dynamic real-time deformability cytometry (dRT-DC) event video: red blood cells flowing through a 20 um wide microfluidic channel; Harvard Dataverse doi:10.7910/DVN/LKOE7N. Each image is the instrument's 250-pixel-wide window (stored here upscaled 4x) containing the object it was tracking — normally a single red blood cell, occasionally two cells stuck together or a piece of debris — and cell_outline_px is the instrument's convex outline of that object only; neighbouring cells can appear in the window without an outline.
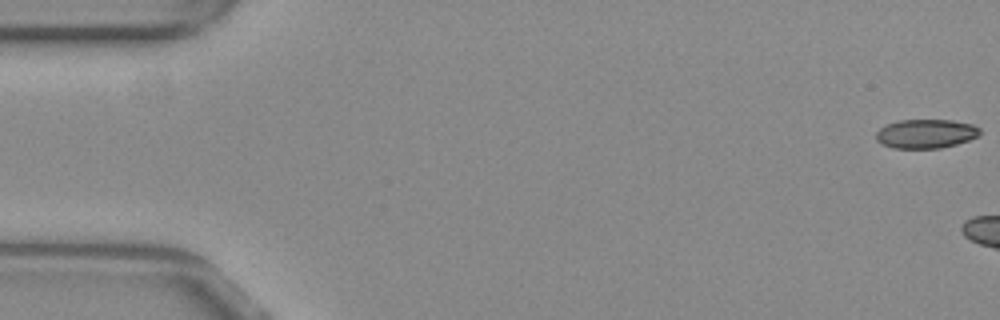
{"species": "common noctule bat (a hibernating species)", "species_latin": "Nyctalus noctula", "temperature_condition": "warm", "stored_images_in_passage": 5, "camera_frame_rate_fps": 3000, "um_per_image_px": 0.085, "animal": {"sex": "female", "body_mass_g": 29.2, "forearm_length_mm": 56.3}, "frame": {"image": 1, "passage_image": 1, "time_ms": 0.0, "image_size_px": [1000, 320], "cell_outline_px": [[980, 132], [976, 136], [968, 140], [956, 144], [940, 148], [892, 148], [880, 144], [876, 140], [876, 132], [880, 128], [888, 124], [900, 120], [952, 120], [972, 124], [980, 128]], "centroid_in_image_um": [78.67, 11.37], "position_along_channel_um": 6.3, "area_um2": 17.51}}